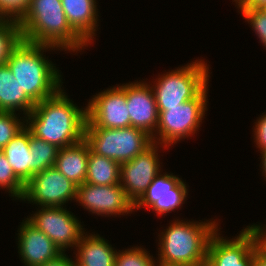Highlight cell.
<instances>
[{
	"instance_id": "cell-8",
	"label": "cell",
	"mask_w": 266,
	"mask_h": 266,
	"mask_svg": "<svg viewBox=\"0 0 266 266\" xmlns=\"http://www.w3.org/2000/svg\"><path fill=\"white\" fill-rule=\"evenodd\" d=\"M217 232L208 243L206 266H251L255 252L264 244L260 228L255 224L231 240L220 237Z\"/></svg>"
},
{
	"instance_id": "cell-39",
	"label": "cell",
	"mask_w": 266,
	"mask_h": 266,
	"mask_svg": "<svg viewBox=\"0 0 266 266\" xmlns=\"http://www.w3.org/2000/svg\"><path fill=\"white\" fill-rule=\"evenodd\" d=\"M262 10L266 12V6H265V7H263V8H262Z\"/></svg>"
},
{
	"instance_id": "cell-20",
	"label": "cell",
	"mask_w": 266,
	"mask_h": 266,
	"mask_svg": "<svg viewBox=\"0 0 266 266\" xmlns=\"http://www.w3.org/2000/svg\"><path fill=\"white\" fill-rule=\"evenodd\" d=\"M15 175L26 184L32 178L30 131L24 127L2 150Z\"/></svg>"
},
{
	"instance_id": "cell-38",
	"label": "cell",
	"mask_w": 266,
	"mask_h": 266,
	"mask_svg": "<svg viewBox=\"0 0 266 266\" xmlns=\"http://www.w3.org/2000/svg\"><path fill=\"white\" fill-rule=\"evenodd\" d=\"M234 1L237 3V5L239 7L245 0H234Z\"/></svg>"
},
{
	"instance_id": "cell-2",
	"label": "cell",
	"mask_w": 266,
	"mask_h": 266,
	"mask_svg": "<svg viewBox=\"0 0 266 266\" xmlns=\"http://www.w3.org/2000/svg\"><path fill=\"white\" fill-rule=\"evenodd\" d=\"M23 41L79 51L88 44L71 28L61 0H30L17 21Z\"/></svg>"
},
{
	"instance_id": "cell-12",
	"label": "cell",
	"mask_w": 266,
	"mask_h": 266,
	"mask_svg": "<svg viewBox=\"0 0 266 266\" xmlns=\"http://www.w3.org/2000/svg\"><path fill=\"white\" fill-rule=\"evenodd\" d=\"M86 108L87 119L97 128L120 129L130 126L126 93L119 85L94 95Z\"/></svg>"
},
{
	"instance_id": "cell-4",
	"label": "cell",
	"mask_w": 266,
	"mask_h": 266,
	"mask_svg": "<svg viewBox=\"0 0 266 266\" xmlns=\"http://www.w3.org/2000/svg\"><path fill=\"white\" fill-rule=\"evenodd\" d=\"M197 223V224H196ZM218 223L185 222L171 223L159 238L157 266H202L206 264L207 248ZM162 236V237H161Z\"/></svg>"
},
{
	"instance_id": "cell-27",
	"label": "cell",
	"mask_w": 266,
	"mask_h": 266,
	"mask_svg": "<svg viewBox=\"0 0 266 266\" xmlns=\"http://www.w3.org/2000/svg\"><path fill=\"white\" fill-rule=\"evenodd\" d=\"M153 256L141 247L118 251L115 259V266H156Z\"/></svg>"
},
{
	"instance_id": "cell-33",
	"label": "cell",
	"mask_w": 266,
	"mask_h": 266,
	"mask_svg": "<svg viewBox=\"0 0 266 266\" xmlns=\"http://www.w3.org/2000/svg\"><path fill=\"white\" fill-rule=\"evenodd\" d=\"M251 266H266V245L263 244L254 254Z\"/></svg>"
},
{
	"instance_id": "cell-16",
	"label": "cell",
	"mask_w": 266,
	"mask_h": 266,
	"mask_svg": "<svg viewBox=\"0 0 266 266\" xmlns=\"http://www.w3.org/2000/svg\"><path fill=\"white\" fill-rule=\"evenodd\" d=\"M66 19L71 28L90 44L97 28L96 0H61Z\"/></svg>"
},
{
	"instance_id": "cell-7",
	"label": "cell",
	"mask_w": 266,
	"mask_h": 266,
	"mask_svg": "<svg viewBox=\"0 0 266 266\" xmlns=\"http://www.w3.org/2000/svg\"><path fill=\"white\" fill-rule=\"evenodd\" d=\"M206 86L195 98L181 103L179 106L168 107L167 110L158 111L159 121L155 135H160L157 140L158 145L167 147L177 143L183 138L195 134L199 129L200 122L207 109V92ZM158 130V131H157Z\"/></svg>"
},
{
	"instance_id": "cell-28",
	"label": "cell",
	"mask_w": 266,
	"mask_h": 266,
	"mask_svg": "<svg viewBox=\"0 0 266 266\" xmlns=\"http://www.w3.org/2000/svg\"><path fill=\"white\" fill-rule=\"evenodd\" d=\"M243 17L250 22L263 46L266 47V12L262 9L239 8Z\"/></svg>"
},
{
	"instance_id": "cell-24",
	"label": "cell",
	"mask_w": 266,
	"mask_h": 266,
	"mask_svg": "<svg viewBox=\"0 0 266 266\" xmlns=\"http://www.w3.org/2000/svg\"><path fill=\"white\" fill-rule=\"evenodd\" d=\"M22 40L21 29L16 20L0 22V65L6 62Z\"/></svg>"
},
{
	"instance_id": "cell-1",
	"label": "cell",
	"mask_w": 266,
	"mask_h": 266,
	"mask_svg": "<svg viewBox=\"0 0 266 266\" xmlns=\"http://www.w3.org/2000/svg\"><path fill=\"white\" fill-rule=\"evenodd\" d=\"M25 118L31 135L64 148L84 139L87 108H78L60 89L36 103Z\"/></svg>"
},
{
	"instance_id": "cell-35",
	"label": "cell",
	"mask_w": 266,
	"mask_h": 266,
	"mask_svg": "<svg viewBox=\"0 0 266 266\" xmlns=\"http://www.w3.org/2000/svg\"><path fill=\"white\" fill-rule=\"evenodd\" d=\"M262 172L264 173L265 177H266V150L262 151Z\"/></svg>"
},
{
	"instance_id": "cell-22",
	"label": "cell",
	"mask_w": 266,
	"mask_h": 266,
	"mask_svg": "<svg viewBox=\"0 0 266 266\" xmlns=\"http://www.w3.org/2000/svg\"><path fill=\"white\" fill-rule=\"evenodd\" d=\"M187 186L181 178L173 174H158L148 186L146 192L135 203V209L149 208L166 193H188Z\"/></svg>"
},
{
	"instance_id": "cell-5",
	"label": "cell",
	"mask_w": 266,
	"mask_h": 266,
	"mask_svg": "<svg viewBox=\"0 0 266 266\" xmlns=\"http://www.w3.org/2000/svg\"><path fill=\"white\" fill-rule=\"evenodd\" d=\"M84 139L94 153L120 164L134 159L153 143L152 137L141 129L97 128L88 119Z\"/></svg>"
},
{
	"instance_id": "cell-14",
	"label": "cell",
	"mask_w": 266,
	"mask_h": 266,
	"mask_svg": "<svg viewBox=\"0 0 266 266\" xmlns=\"http://www.w3.org/2000/svg\"><path fill=\"white\" fill-rule=\"evenodd\" d=\"M120 87L126 93L130 126L145 131L157 143L154 132L158 126L159 112L152 86L145 82H129Z\"/></svg>"
},
{
	"instance_id": "cell-26",
	"label": "cell",
	"mask_w": 266,
	"mask_h": 266,
	"mask_svg": "<svg viewBox=\"0 0 266 266\" xmlns=\"http://www.w3.org/2000/svg\"><path fill=\"white\" fill-rule=\"evenodd\" d=\"M20 120L15 112L0 111V150L25 127Z\"/></svg>"
},
{
	"instance_id": "cell-30",
	"label": "cell",
	"mask_w": 266,
	"mask_h": 266,
	"mask_svg": "<svg viewBox=\"0 0 266 266\" xmlns=\"http://www.w3.org/2000/svg\"><path fill=\"white\" fill-rule=\"evenodd\" d=\"M29 3L30 0H0V7L10 19L18 21L28 8Z\"/></svg>"
},
{
	"instance_id": "cell-37",
	"label": "cell",
	"mask_w": 266,
	"mask_h": 266,
	"mask_svg": "<svg viewBox=\"0 0 266 266\" xmlns=\"http://www.w3.org/2000/svg\"><path fill=\"white\" fill-rule=\"evenodd\" d=\"M258 226H259L261 234H262V240H263L264 244L266 245V230H265L266 227L263 226V228H262L260 225H258Z\"/></svg>"
},
{
	"instance_id": "cell-31",
	"label": "cell",
	"mask_w": 266,
	"mask_h": 266,
	"mask_svg": "<svg viewBox=\"0 0 266 266\" xmlns=\"http://www.w3.org/2000/svg\"><path fill=\"white\" fill-rule=\"evenodd\" d=\"M254 139H256V145L260 148L261 152L266 150V114L257 119L255 122Z\"/></svg>"
},
{
	"instance_id": "cell-15",
	"label": "cell",
	"mask_w": 266,
	"mask_h": 266,
	"mask_svg": "<svg viewBox=\"0 0 266 266\" xmlns=\"http://www.w3.org/2000/svg\"><path fill=\"white\" fill-rule=\"evenodd\" d=\"M20 226L18 252L26 266H39L63 253L45 233L27 219Z\"/></svg>"
},
{
	"instance_id": "cell-34",
	"label": "cell",
	"mask_w": 266,
	"mask_h": 266,
	"mask_svg": "<svg viewBox=\"0 0 266 266\" xmlns=\"http://www.w3.org/2000/svg\"><path fill=\"white\" fill-rule=\"evenodd\" d=\"M266 6V0H245L238 8L262 9Z\"/></svg>"
},
{
	"instance_id": "cell-21",
	"label": "cell",
	"mask_w": 266,
	"mask_h": 266,
	"mask_svg": "<svg viewBox=\"0 0 266 266\" xmlns=\"http://www.w3.org/2000/svg\"><path fill=\"white\" fill-rule=\"evenodd\" d=\"M121 164L115 160L94 153L88 156L85 182L93 185L107 186L120 183Z\"/></svg>"
},
{
	"instance_id": "cell-32",
	"label": "cell",
	"mask_w": 266,
	"mask_h": 266,
	"mask_svg": "<svg viewBox=\"0 0 266 266\" xmlns=\"http://www.w3.org/2000/svg\"><path fill=\"white\" fill-rule=\"evenodd\" d=\"M39 266H77L75 261L66 256L65 252L59 255L57 258L47 261Z\"/></svg>"
},
{
	"instance_id": "cell-18",
	"label": "cell",
	"mask_w": 266,
	"mask_h": 266,
	"mask_svg": "<svg viewBox=\"0 0 266 266\" xmlns=\"http://www.w3.org/2000/svg\"><path fill=\"white\" fill-rule=\"evenodd\" d=\"M99 235H82L76 245L77 266H115L117 251Z\"/></svg>"
},
{
	"instance_id": "cell-23",
	"label": "cell",
	"mask_w": 266,
	"mask_h": 266,
	"mask_svg": "<svg viewBox=\"0 0 266 266\" xmlns=\"http://www.w3.org/2000/svg\"><path fill=\"white\" fill-rule=\"evenodd\" d=\"M60 148L30 134V153H32V177L35 173L53 167Z\"/></svg>"
},
{
	"instance_id": "cell-29",
	"label": "cell",
	"mask_w": 266,
	"mask_h": 266,
	"mask_svg": "<svg viewBox=\"0 0 266 266\" xmlns=\"http://www.w3.org/2000/svg\"><path fill=\"white\" fill-rule=\"evenodd\" d=\"M186 197L187 193H166L150 208H152L157 215H163L179 208L185 201Z\"/></svg>"
},
{
	"instance_id": "cell-3",
	"label": "cell",
	"mask_w": 266,
	"mask_h": 266,
	"mask_svg": "<svg viewBox=\"0 0 266 266\" xmlns=\"http://www.w3.org/2000/svg\"><path fill=\"white\" fill-rule=\"evenodd\" d=\"M49 48L55 50L56 47L22 40L5 62L23 91L35 103L53 96L62 87L59 71L43 55Z\"/></svg>"
},
{
	"instance_id": "cell-19",
	"label": "cell",
	"mask_w": 266,
	"mask_h": 266,
	"mask_svg": "<svg viewBox=\"0 0 266 266\" xmlns=\"http://www.w3.org/2000/svg\"><path fill=\"white\" fill-rule=\"evenodd\" d=\"M35 102L23 91L6 63L0 65V111H24L28 115Z\"/></svg>"
},
{
	"instance_id": "cell-17",
	"label": "cell",
	"mask_w": 266,
	"mask_h": 266,
	"mask_svg": "<svg viewBox=\"0 0 266 266\" xmlns=\"http://www.w3.org/2000/svg\"><path fill=\"white\" fill-rule=\"evenodd\" d=\"M90 146L85 139L60 148L54 167L77 186L85 183Z\"/></svg>"
},
{
	"instance_id": "cell-36",
	"label": "cell",
	"mask_w": 266,
	"mask_h": 266,
	"mask_svg": "<svg viewBox=\"0 0 266 266\" xmlns=\"http://www.w3.org/2000/svg\"><path fill=\"white\" fill-rule=\"evenodd\" d=\"M10 20L9 17L3 12L2 8L0 7V22Z\"/></svg>"
},
{
	"instance_id": "cell-13",
	"label": "cell",
	"mask_w": 266,
	"mask_h": 266,
	"mask_svg": "<svg viewBox=\"0 0 266 266\" xmlns=\"http://www.w3.org/2000/svg\"><path fill=\"white\" fill-rule=\"evenodd\" d=\"M157 143H152L134 159L121 164L120 184L134 204L159 174Z\"/></svg>"
},
{
	"instance_id": "cell-9",
	"label": "cell",
	"mask_w": 266,
	"mask_h": 266,
	"mask_svg": "<svg viewBox=\"0 0 266 266\" xmlns=\"http://www.w3.org/2000/svg\"><path fill=\"white\" fill-rule=\"evenodd\" d=\"M76 192L77 185L53 166L33 175L25 184L22 200L40 205V208L63 207L64 203L76 199Z\"/></svg>"
},
{
	"instance_id": "cell-11",
	"label": "cell",
	"mask_w": 266,
	"mask_h": 266,
	"mask_svg": "<svg viewBox=\"0 0 266 266\" xmlns=\"http://www.w3.org/2000/svg\"><path fill=\"white\" fill-rule=\"evenodd\" d=\"M76 201L97 215H123L135 210L134 202L127 196L120 183L99 186L85 182L77 186Z\"/></svg>"
},
{
	"instance_id": "cell-10",
	"label": "cell",
	"mask_w": 266,
	"mask_h": 266,
	"mask_svg": "<svg viewBox=\"0 0 266 266\" xmlns=\"http://www.w3.org/2000/svg\"><path fill=\"white\" fill-rule=\"evenodd\" d=\"M26 219L45 233L62 252L69 247L76 246L85 234L81 222L63 207H42Z\"/></svg>"
},
{
	"instance_id": "cell-25",
	"label": "cell",
	"mask_w": 266,
	"mask_h": 266,
	"mask_svg": "<svg viewBox=\"0 0 266 266\" xmlns=\"http://www.w3.org/2000/svg\"><path fill=\"white\" fill-rule=\"evenodd\" d=\"M0 188L9 190L12 197L22 199L25 184L15 175L4 153L0 150Z\"/></svg>"
},
{
	"instance_id": "cell-6",
	"label": "cell",
	"mask_w": 266,
	"mask_h": 266,
	"mask_svg": "<svg viewBox=\"0 0 266 266\" xmlns=\"http://www.w3.org/2000/svg\"><path fill=\"white\" fill-rule=\"evenodd\" d=\"M195 61L167 72L152 85L158 111L195 98L208 85L209 67L203 60Z\"/></svg>"
}]
</instances>
